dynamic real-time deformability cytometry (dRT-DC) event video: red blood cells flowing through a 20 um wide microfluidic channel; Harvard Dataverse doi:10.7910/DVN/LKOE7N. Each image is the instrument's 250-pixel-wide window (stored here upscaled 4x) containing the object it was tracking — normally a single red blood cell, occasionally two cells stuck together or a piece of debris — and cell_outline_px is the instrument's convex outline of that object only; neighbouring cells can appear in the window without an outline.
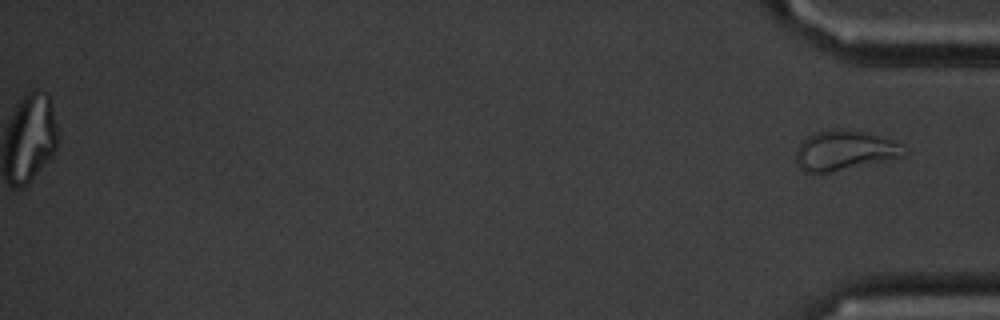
{"species": "common noctule bat (a hibernating species)", "species_latin": "Nyctalus noctula", "temperature_condition": "cold", "stored_images_in_passage": 55, "segment_of_instrument_passage": [2, 2], "camera_frame_rate_fps": 3000, "um_per_image_px": 0.085, "animal": {"sex": "male", "body_mass_g": 20.1, "forearm_length_mm": 53.5}, "frame": {"image": 1, "passage_image": 55, "time_ms": 18.0, "image_size_px": [1000, 320], "cell_outline_px": [[908, 152], [904, 156], [832, 172], [804, 172], [800, 168], [796, 160], [796, 148], [812, 132], [832, 128], [868, 132], [888, 140], [896, 144]], "centroid_in_image_um": [71.72, 12.78], "position_along_channel_um": 363.5, "area_um2": 24.74}}